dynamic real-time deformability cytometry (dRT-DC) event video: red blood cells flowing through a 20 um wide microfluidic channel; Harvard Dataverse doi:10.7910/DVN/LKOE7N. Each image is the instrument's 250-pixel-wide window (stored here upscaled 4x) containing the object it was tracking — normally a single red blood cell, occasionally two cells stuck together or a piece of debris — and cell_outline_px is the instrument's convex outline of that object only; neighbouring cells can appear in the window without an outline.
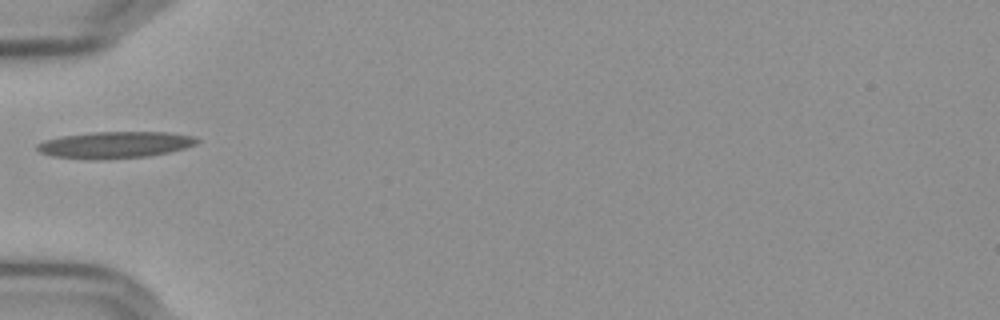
{"species": "Egyptian fruit bat (a non-hibernating species)", "species_latin": "Rousettus aegyptiacus", "temperature_condition": "cold", "stored_images_in_passage": 37, "camera_frame_rate_fps": 3000, "um_per_image_px": 0.085, "frame": {"image": 1, "passage_image": 1, "time_ms": 0.0, "image_size_px": [1000, 320], "cell_outline_px": [[200, 140], [196, 144], [184, 148], [168, 152], [148, 156], [52, 156], [40, 152], [36, 148], [36, 144], [44, 140], [60, 136], [92, 132], [168, 132], [192, 136]], "centroid_in_image_um": [9.82, 12.24], "position_along_channel_um": 75.2, "area_um2": 23.41}}
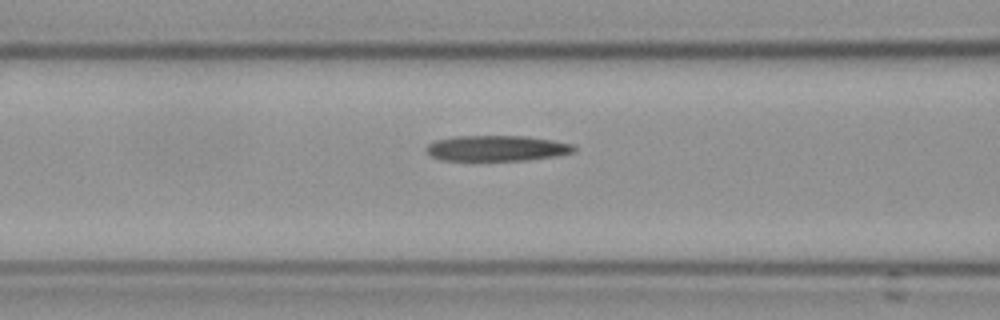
{"frame": {"image": 2, "passage_image": 5, "time_ms": 1.333, "image_size_px": [1000, 320], "cell_outline_px": [[576, 148], [572, 152], [556, 156], [524, 160], [440, 160], [432, 156], [424, 148], [432, 140], [456, 136], [524, 136], [552, 140], [572, 144]], "centroid_in_image_um": [42.17, 12.59], "position_along_channel_um": 124.4, "area_um2": 21.96}}
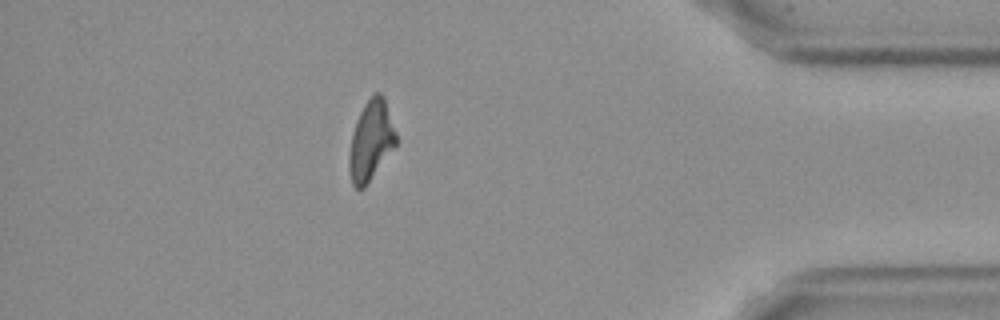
{"frame": {"image": 3, "passage_image": 31, "time_ms": 10.0, "image_size_px": [1000, 320], "cell_outline_px": [[396, 144], [364, 188], [356, 188], [352, 184], [348, 168], [348, 164], [352, 132], [356, 120], [364, 104], [376, 92], [380, 92], [384, 96], [396, 132]], "centroid_in_image_um": [31.51, 11.94], "position_along_channel_um": 403.7, "area_um2": 21.56}, "authors_computed_cell_mechanics": {"area_um2": 22.4842, "velocity_mm_per_s": 3.634, "shape_relaxation_time_tau1_ms": null, "shape_relaxation_time_tau2_ms": 3.1151, "deformation_change_tau1": null, "deformation_change_tau2": 0.1506}}